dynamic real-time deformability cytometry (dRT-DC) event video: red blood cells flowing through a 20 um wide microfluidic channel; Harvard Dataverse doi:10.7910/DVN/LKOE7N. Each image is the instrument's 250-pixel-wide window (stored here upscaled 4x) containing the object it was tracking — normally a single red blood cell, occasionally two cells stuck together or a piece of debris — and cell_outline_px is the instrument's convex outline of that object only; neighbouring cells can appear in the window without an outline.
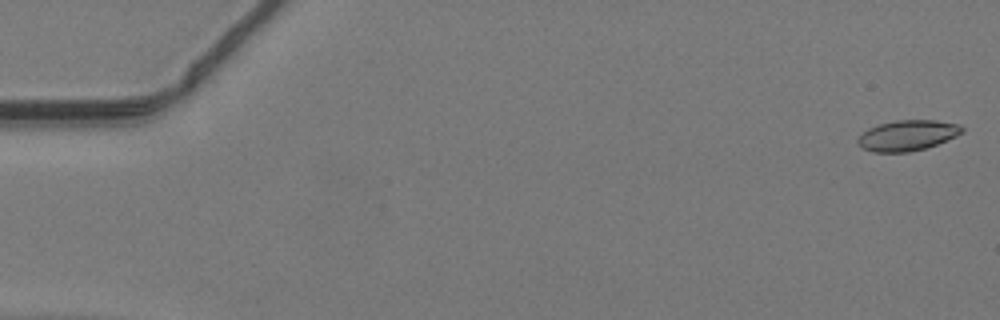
{"species": "common noctule bat (a hibernating species)", "species_latin": "Nyctalus noctula", "temperature_condition": "warm", "stored_images_in_passage": 48, "camera_frame_rate_fps": 3000, "um_per_image_px": 0.085, "animal": {"sex": "male", "body_mass_g": 19.2, "forearm_length_mm": 51.8}, "frame": {"image": 1, "passage_image": 1, "time_ms": 0.0, "image_size_px": [1000, 320], "cell_outline_px": [[964, 132], [956, 136], [936, 144], [924, 148], [908, 152], [872, 152], [864, 148], [856, 140], [868, 128], [880, 124], [896, 120], [936, 120], [960, 124], [964, 128]], "centroid_in_image_um": [77.16, 11.5], "position_along_channel_um": 7.8, "area_um2": 18.38}}
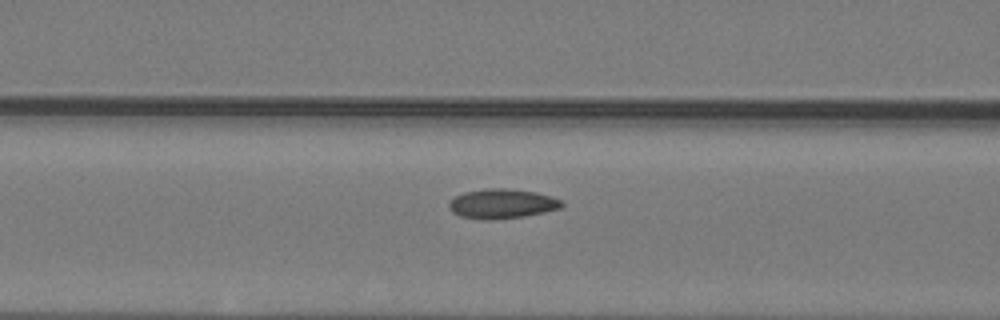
{"frame": {"image": 2, "passage_image": 20, "time_ms": 6.333, "image_size_px": [1000, 320], "cell_outline_px": [[564, 204], [560, 208], [544, 212], [524, 216], [488, 220], [484, 220], [460, 216], [452, 212], [448, 208], [448, 204], [456, 196], [464, 192], [488, 188], [504, 188], [536, 192], [552, 196], [560, 200]], "centroid_in_image_um": [42.66, 17.31], "position_along_channel_um": 123.9, "area_um2": 19.36}}
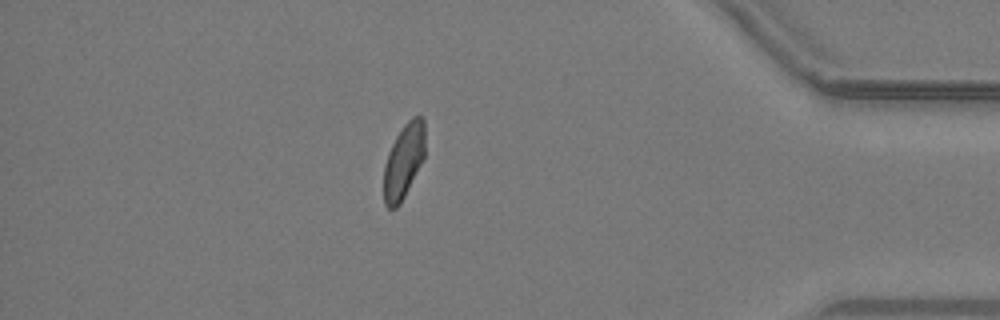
{"frame": {"image": 3, "passage_image": 42, "time_ms": 13.667, "image_size_px": [1000, 320], "cell_outline_px": [[424, 156], [400, 204], [396, 208], [388, 208], [384, 204], [384, 164], [388, 152], [396, 136], [404, 124], [412, 116], [420, 116], [424, 120]], "centroid_in_image_um": [34.29, 13.68], "position_along_channel_um": 400.9, "area_um2": 17.69}}